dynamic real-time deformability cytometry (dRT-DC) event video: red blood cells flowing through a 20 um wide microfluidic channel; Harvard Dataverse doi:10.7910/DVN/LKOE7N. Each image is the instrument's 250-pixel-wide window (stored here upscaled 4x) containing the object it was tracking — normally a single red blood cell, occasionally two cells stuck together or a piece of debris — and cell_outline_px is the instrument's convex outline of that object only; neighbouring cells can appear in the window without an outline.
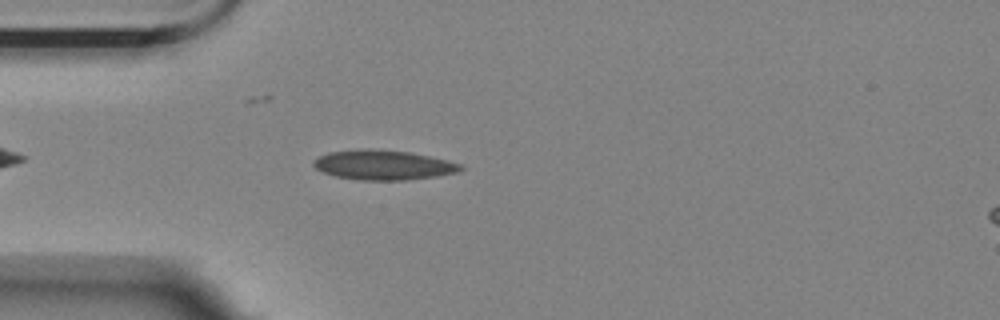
{"species": "Egyptian fruit bat (a non-hibernating species)", "species_latin": "Rousettus aegyptiacus", "temperature_condition": "room temperature", "stored_images_in_passage": 1, "camera_frame_rate_fps": 3000, "um_per_image_px": 0.085, "animal": {"sex": "female"}, "frame": {"image": 1, "passage_image": 1, "time_ms": 0.0, "image_size_px": [1000, 320], "cell_outline_px": [[464, 168], [456, 172], [432, 176], [404, 180], [360, 180], [336, 176], [324, 172], [316, 168], [312, 164], [312, 160], [328, 152], [368, 148], [412, 152], [464, 164]], "centroid_in_image_um": [32.57, 14.01], "position_along_channel_um": 52.4, "area_um2": 25.37}}